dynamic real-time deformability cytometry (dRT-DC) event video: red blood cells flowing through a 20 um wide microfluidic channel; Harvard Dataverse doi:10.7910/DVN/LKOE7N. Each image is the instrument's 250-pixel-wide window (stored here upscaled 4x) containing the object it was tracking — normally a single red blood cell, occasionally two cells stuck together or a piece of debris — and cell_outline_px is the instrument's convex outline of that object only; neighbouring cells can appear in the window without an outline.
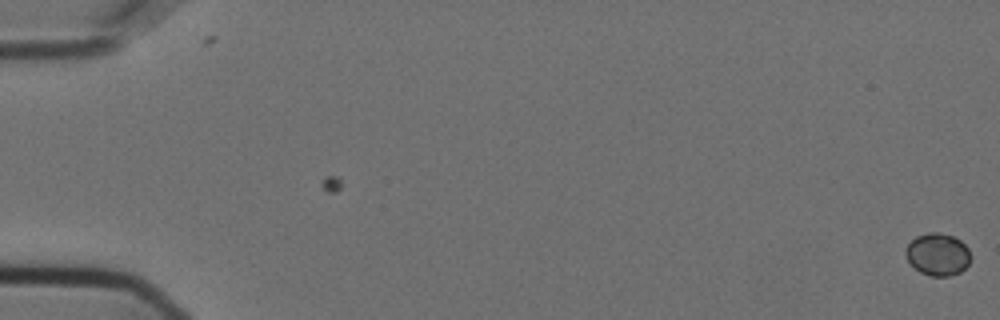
{"species": "Egyptian fruit bat (a non-hibernating species)", "species_latin": "Rousettus aegyptiacus", "temperature_condition": "cold", "stored_images_in_passage": 2, "camera_frame_rate_fps": 3000, "um_per_image_px": 0.085, "animal": {"sex": "female"}, "frame": {"image": 1, "passage_image": 2, "time_ms": 0.333, "image_size_px": [1000, 320], "cell_outline_px": [[968, 264], [960, 272], [948, 276], [932, 276], [920, 272], [908, 260], [904, 252], [904, 248], [916, 236], [928, 232], [936, 232], [952, 236], [960, 240], [968, 248]], "centroid_in_image_um": [79.67, 21.61], "position_along_channel_um": 5.3, "area_um2": 15.78}}